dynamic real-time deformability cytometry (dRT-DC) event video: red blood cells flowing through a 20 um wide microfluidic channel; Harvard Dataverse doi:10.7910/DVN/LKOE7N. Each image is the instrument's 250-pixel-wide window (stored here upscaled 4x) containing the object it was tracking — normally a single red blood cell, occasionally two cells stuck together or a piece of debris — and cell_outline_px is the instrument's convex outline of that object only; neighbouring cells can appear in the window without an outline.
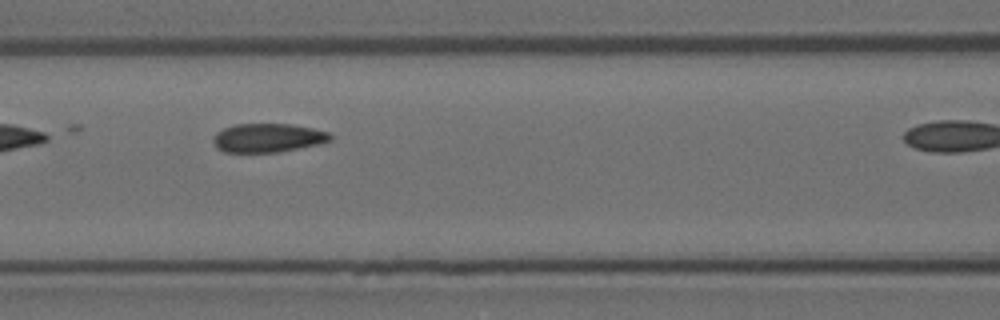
{"species": "Egyptian fruit bat (a non-hibernating species)", "species_latin": "Rousettus aegyptiacus", "temperature_condition": "room temperature", "stored_images_in_passage": 11, "camera_frame_rate_fps": 3000, "um_per_image_px": 0.085, "animal": {"sex": "female"}, "frame": {"image": 1, "passage_image": 7, "time_ms": 2.0, "image_size_px": [1000, 320], "cell_outline_px": [[332, 140], [320, 144], [276, 152], [224, 152], [216, 148], [212, 140], [212, 136], [216, 132], [224, 128], [236, 124], [292, 124], [312, 128], [328, 132], [332, 136]], "centroid_in_image_um": [22.74, 11.71], "position_along_channel_um": 143.9, "area_um2": 19.71}}
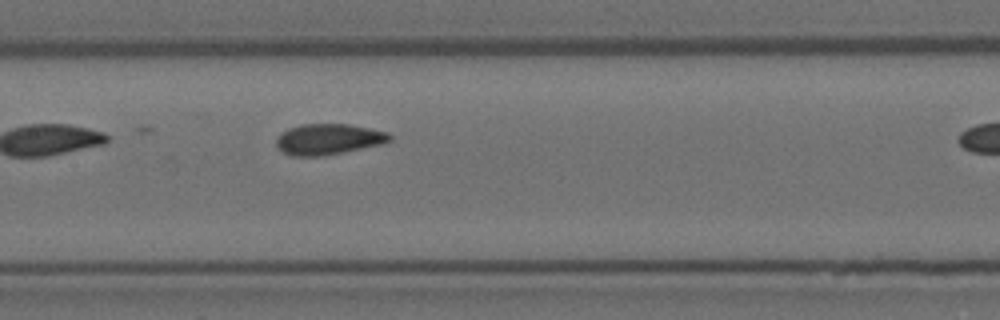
{"frame": {"image": 2, "passage_image": 10, "time_ms": 3.0, "image_size_px": [1000, 320], "cell_outline_px": [[392, 140], [380, 144], [320, 156], [292, 156], [284, 152], [276, 144], [276, 136], [280, 132], [288, 128], [300, 124], [348, 124], [388, 132], [392, 136]], "centroid_in_image_um": [27.87, 11.81], "position_along_channel_um": 179.5, "area_um2": 20.17}}